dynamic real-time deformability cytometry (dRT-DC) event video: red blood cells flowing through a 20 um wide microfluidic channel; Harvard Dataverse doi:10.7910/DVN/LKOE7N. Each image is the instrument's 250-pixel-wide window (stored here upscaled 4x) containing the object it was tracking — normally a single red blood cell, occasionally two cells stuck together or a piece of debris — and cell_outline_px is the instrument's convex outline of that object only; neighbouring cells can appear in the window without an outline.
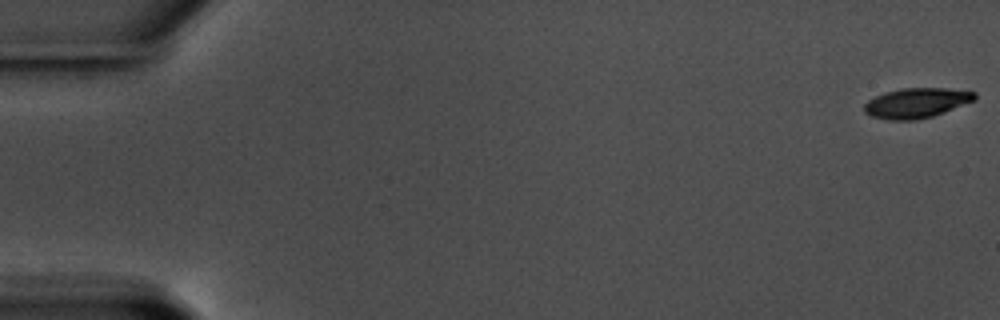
{"species": "common noctule bat (a hibernating species)", "species_latin": "Nyctalus noctula", "temperature_condition": "warm", "stored_images_in_passage": 11, "camera_frame_rate_fps": 3000, "um_per_image_px": 0.085, "animal": {"sex": "male", "body_mass_g": 17.5, "forearm_length_mm": 52.3}, "frame": {"image": 1, "passage_image": 1, "time_ms": 0.0, "image_size_px": [1000, 320], "cell_outline_px": [[976, 100], [944, 112], [932, 116], [916, 120], [888, 120], [872, 116], [864, 112], [864, 104], [868, 100], [884, 92], [900, 88], [944, 88], [976, 92]], "centroid_in_image_um": [77.89, 8.75], "position_along_channel_um": 7.1, "area_um2": 19.31}}